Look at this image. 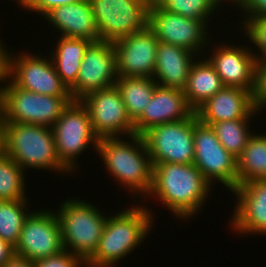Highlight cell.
<instances>
[{
  "label": "cell",
  "instance_id": "cell-29",
  "mask_svg": "<svg viewBox=\"0 0 266 267\" xmlns=\"http://www.w3.org/2000/svg\"><path fill=\"white\" fill-rule=\"evenodd\" d=\"M24 170L6 154L0 156V199H26Z\"/></svg>",
  "mask_w": 266,
  "mask_h": 267
},
{
  "label": "cell",
  "instance_id": "cell-20",
  "mask_svg": "<svg viewBox=\"0 0 266 267\" xmlns=\"http://www.w3.org/2000/svg\"><path fill=\"white\" fill-rule=\"evenodd\" d=\"M194 112L182 90L157 85L142 116L134 123L135 135L142 136L154 126L185 120Z\"/></svg>",
  "mask_w": 266,
  "mask_h": 267
},
{
  "label": "cell",
  "instance_id": "cell-37",
  "mask_svg": "<svg viewBox=\"0 0 266 267\" xmlns=\"http://www.w3.org/2000/svg\"><path fill=\"white\" fill-rule=\"evenodd\" d=\"M5 154V142H4V124L0 115V156Z\"/></svg>",
  "mask_w": 266,
  "mask_h": 267
},
{
  "label": "cell",
  "instance_id": "cell-5",
  "mask_svg": "<svg viewBox=\"0 0 266 267\" xmlns=\"http://www.w3.org/2000/svg\"><path fill=\"white\" fill-rule=\"evenodd\" d=\"M56 209L64 250L79 256L84 262L94 253L108 218L92 202L71 198Z\"/></svg>",
  "mask_w": 266,
  "mask_h": 267
},
{
  "label": "cell",
  "instance_id": "cell-12",
  "mask_svg": "<svg viewBox=\"0 0 266 267\" xmlns=\"http://www.w3.org/2000/svg\"><path fill=\"white\" fill-rule=\"evenodd\" d=\"M87 109L98 139L135 135L134 123L127 114L116 85L88 93L79 100Z\"/></svg>",
  "mask_w": 266,
  "mask_h": 267
},
{
  "label": "cell",
  "instance_id": "cell-17",
  "mask_svg": "<svg viewBox=\"0 0 266 267\" xmlns=\"http://www.w3.org/2000/svg\"><path fill=\"white\" fill-rule=\"evenodd\" d=\"M213 47L206 59L214 67L225 86L237 87L250 92L256 86V58L249 47L230 44ZM229 44V45H228Z\"/></svg>",
  "mask_w": 266,
  "mask_h": 267
},
{
  "label": "cell",
  "instance_id": "cell-27",
  "mask_svg": "<svg viewBox=\"0 0 266 267\" xmlns=\"http://www.w3.org/2000/svg\"><path fill=\"white\" fill-rule=\"evenodd\" d=\"M28 199H0V238L15 248L25 219L32 212ZM30 211H28V210Z\"/></svg>",
  "mask_w": 266,
  "mask_h": 267
},
{
  "label": "cell",
  "instance_id": "cell-31",
  "mask_svg": "<svg viewBox=\"0 0 266 267\" xmlns=\"http://www.w3.org/2000/svg\"><path fill=\"white\" fill-rule=\"evenodd\" d=\"M34 267H85V262L77 255L63 250L56 255L33 261Z\"/></svg>",
  "mask_w": 266,
  "mask_h": 267
},
{
  "label": "cell",
  "instance_id": "cell-6",
  "mask_svg": "<svg viewBox=\"0 0 266 267\" xmlns=\"http://www.w3.org/2000/svg\"><path fill=\"white\" fill-rule=\"evenodd\" d=\"M72 96H49L30 92L10 81L0 95L3 122L53 127L63 111L73 102Z\"/></svg>",
  "mask_w": 266,
  "mask_h": 267
},
{
  "label": "cell",
  "instance_id": "cell-7",
  "mask_svg": "<svg viewBox=\"0 0 266 267\" xmlns=\"http://www.w3.org/2000/svg\"><path fill=\"white\" fill-rule=\"evenodd\" d=\"M52 129L58 158L71 173L80 168L76 158L90 145L97 151L99 139L94 133L87 109L79 100L68 105Z\"/></svg>",
  "mask_w": 266,
  "mask_h": 267
},
{
  "label": "cell",
  "instance_id": "cell-16",
  "mask_svg": "<svg viewBox=\"0 0 266 267\" xmlns=\"http://www.w3.org/2000/svg\"><path fill=\"white\" fill-rule=\"evenodd\" d=\"M158 44L159 41L148 25L113 42L117 76L152 78L156 68Z\"/></svg>",
  "mask_w": 266,
  "mask_h": 267
},
{
  "label": "cell",
  "instance_id": "cell-2",
  "mask_svg": "<svg viewBox=\"0 0 266 267\" xmlns=\"http://www.w3.org/2000/svg\"><path fill=\"white\" fill-rule=\"evenodd\" d=\"M141 204H134L108 216L102 236L85 267H115L144 242L154 224V213Z\"/></svg>",
  "mask_w": 266,
  "mask_h": 267
},
{
  "label": "cell",
  "instance_id": "cell-11",
  "mask_svg": "<svg viewBox=\"0 0 266 267\" xmlns=\"http://www.w3.org/2000/svg\"><path fill=\"white\" fill-rule=\"evenodd\" d=\"M148 26L159 42L176 45L198 56L207 54L203 53V49L206 45L209 46L212 34L209 35V28L202 21L163 10L152 0L148 11Z\"/></svg>",
  "mask_w": 266,
  "mask_h": 267
},
{
  "label": "cell",
  "instance_id": "cell-39",
  "mask_svg": "<svg viewBox=\"0 0 266 267\" xmlns=\"http://www.w3.org/2000/svg\"><path fill=\"white\" fill-rule=\"evenodd\" d=\"M18 3L19 6H22L24 8L26 4L29 2V0H15V3Z\"/></svg>",
  "mask_w": 266,
  "mask_h": 267
},
{
  "label": "cell",
  "instance_id": "cell-32",
  "mask_svg": "<svg viewBox=\"0 0 266 267\" xmlns=\"http://www.w3.org/2000/svg\"><path fill=\"white\" fill-rule=\"evenodd\" d=\"M237 9L241 10L240 15L245 13L241 26L247 19L266 17V0H240Z\"/></svg>",
  "mask_w": 266,
  "mask_h": 267
},
{
  "label": "cell",
  "instance_id": "cell-10",
  "mask_svg": "<svg viewBox=\"0 0 266 267\" xmlns=\"http://www.w3.org/2000/svg\"><path fill=\"white\" fill-rule=\"evenodd\" d=\"M194 165L213 185L221 183L229 192L237 187V158L219 142L211 126L200 121L194 126Z\"/></svg>",
  "mask_w": 266,
  "mask_h": 267
},
{
  "label": "cell",
  "instance_id": "cell-4",
  "mask_svg": "<svg viewBox=\"0 0 266 267\" xmlns=\"http://www.w3.org/2000/svg\"><path fill=\"white\" fill-rule=\"evenodd\" d=\"M3 124L5 154L24 171L27 168L43 169L71 175L58 158L51 127L15 122Z\"/></svg>",
  "mask_w": 266,
  "mask_h": 267
},
{
  "label": "cell",
  "instance_id": "cell-9",
  "mask_svg": "<svg viewBox=\"0 0 266 267\" xmlns=\"http://www.w3.org/2000/svg\"><path fill=\"white\" fill-rule=\"evenodd\" d=\"M99 40L115 42L148 25L152 0H89Z\"/></svg>",
  "mask_w": 266,
  "mask_h": 267
},
{
  "label": "cell",
  "instance_id": "cell-24",
  "mask_svg": "<svg viewBox=\"0 0 266 267\" xmlns=\"http://www.w3.org/2000/svg\"><path fill=\"white\" fill-rule=\"evenodd\" d=\"M57 40L50 57L61 80L70 88L77 80L85 51L92 41L61 36Z\"/></svg>",
  "mask_w": 266,
  "mask_h": 267
},
{
  "label": "cell",
  "instance_id": "cell-23",
  "mask_svg": "<svg viewBox=\"0 0 266 267\" xmlns=\"http://www.w3.org/2000/svg\"><path fill=\"white\" fill-rule=\"evenodd\" d=\"M224 86L222 79L209 61L206 58H197L191 66L183 92L188 105L196 111Z\"/></svg>",
  "mask_w": 266,
  "mask_h": 267
},
{
  "label": "cell",
  "instance_id": "cell-22",
  "mask_svg": "<svg viewBox=\"0 0 266 267\" xmlns=\"http://www.w3.org/2000/svg\"><path fill=\"white\" fill-rule=\"evenodd\" d=\"M199 56L176 45L159 42L153 79L163 87L184 90L192 64Z\"/></svg>",
  "mask_w": 266,
  "mask_h": 267
},
{
  "label": "cell",
  "instance_id": "cell-35",
  "mask_svg": "<svg viewBox=\"0 0 266 267\" xmlns=\"http://www.w3.org/2000/svg\"><path fill=\"white\" fill-rule=\"evenodd\" d=\"M14 255V247L0 238V267H3Z\"/></svg>",
  "mask_w": 266,
  "mask_h": 267
},
{
  "label": "cell",
  "instance_id": "cell-13",
  "mask_svg": "<svg viewBox=\"0 0 266 267\" xmlns=\"http://www.w3.org/2000/svg\"><path fill=\"white\" fill-rule=\"evenodd\" d=\"M63 250L62 230L55 210H33L25 219L15 254L37 261Z\"/></svg>",
  "mask_w": 266,
  "mask_h": 267
},
{
  "label": "cell",
  "instance_id": "cell-21",
  "mask_svg": "<svg viewBox=\"0 0 266 267\" xmlns=\"http://www.w3.org/2000/svg\"><path fill=\"white\" fill-rule=\"evenodd\" d=\"M44 18L61 33V37L99 41L98 28L89 0L53 8Z\"/></svg>",
  "mask_w": 266,
  "mask_h": 267
},
{
  "label": "cell",
  "instance_id": "cell-33",
  "mask_svg": "<svg viewBox=\"0 0 266 267\" xmlns=\"http://www.w3.org/2000/svg\"><path fill=\"white\" fill-rule=\"evenodd\" d=\"M79 1L81 0H29L23 9L26 8L25 10L32 13L36 12L44 17L53 8L73 4Z\"/></svg>",
  "mask_w": 266,
  "mask_h": 267
},
{
  "label": "cell",
  "instance_id": "cell-36",
  "mask_svg": "<svg viewBox=\"0 0 266 267\" xmlns=\"http://www.w3.org/2000/svg\"><path fill=\"white\" fill-rule=\"evenodd\" d=\"M3 267H34L33 261L14 255Z\"/></svg>",
  "mask_w": 266,
  "mask_h": 267
},
{
  "label": "cell",
  "instance_id": "cell-25",
  "mask_svg": "<svg viewBox=\"0 0 266 267\" xmlns=\"http://www.w3.org/2000/svg\"><path fill=\"white\" fill-rule=\"evenodd\" d=\"M237 186L266 179V133H254L237 158Z\"/></svg>",
  "mask_w": 266,
  "mask_h": 267
},
{
  "label": "cell",
  "instance_id": "cell-18",
  "mask_svg": "<svg viewBox=\"0 0 266 267\" xmlns=\"http://www.w3.org/2000/svg\"><path fill=\"white\" fill-rule=\"evenodd\" d=\"M231 193L237 199L229 222L231 229L241 235L266 236V179L241 184Z\"/></svg>",
  "mask_w": 266,
  "mask_h": 267
},
{
  "label": "cell",
  "instance_id": "cell-30",
  "mask_svg": "<svg viewBox=\"0 0 266 267\" xmlns=\"http://www.w3.org/2000/svg\"><path fill=\"white\" fill-rule=\"evenodd\" d=\"M161 9L204 22L209 28L214 12L221 7L213 0H153ZM216 10V11H215ZM212 16V17H211ZM211 17V18H210Z\"/></svg>",
  "mask_w": 266,
  "mask_h": 267
},
{
  "label": "cell",
  "instance_id": "cell-34",
  "mask_svg": "<svg viewBox=\"0 0 266 267\" xmlns=\"http://www.w3.org/2000/svg\"><path fill=\"white\" fill-rule=\"evenodd\" d=\"M0 37V95L3 92V89L6 88V86L9 84L10 79V58H11V52L6 48L5 44H3V41H1ZM8 80V82H7ZM6 81V83H5Z\"/></svg>",
  "mask_w": 266,
  "mask_h": 267
},
{
  "label": "cell",
  "instance_id": "cell-15",
  "mask_svg": "<svg viewBox=\"0 0 266 267\" xmlns=\"http://www.w3.org/2000/svg\"><path fill=\"white\" fill-rule=\"evenodd\" d=\"M118 79L113 42L99 40L87 47L76 82L69 88L74 100L90 92L114 86Z\"/></svg>",
  "mask_w": 266,
  "mask_h": 267
},
{
  "label": "cell",
  "instance_id": "cell-19",
  "mask_svg": "<svg viewBox=\"0 0 266 267\" xmlns=\"http://www.w3.org/2000/svg\"><path fill=\"white\" fill-rule=\"evenodd\" d=\"M195 112L199 121L208 126L216 122L245 119L258 115L256 113L261 114L256 108L253 92L229 86H224Z\"/></svg>",
  "mask_w": 266,
  "mask_h": 267
},
{
  "label": "cell",
  "instance_id": "cell-3",
  "mask_svg": "<svg viewBox=\"0 0 266 267\" xmlns=\"http://www.w3.org/2000/svg\"><path fill=\"white\" fill-rule=\"evenodd\" d=\"M124 138L100 139L97 145L99 157L105 169L121 188L144 199L152 187L153 166L144 139L140 135ZM125 139V140H124ZM127 140V141H126ZM145 196V197H144Z\"/></svg>",
  "mask_w": 266,
  "mask_h": 267
},
{
  "label": "cell",
  "instance_id": "cell-14",
  "mask_svg": "<svg viewBox=\"0 0 266 267\" xmlns=\"http://www.w3.org/2000/svg\"><path fill=\"white\" fill-rule=\"evenodd\" d=\"M18 54H11L10 58V82L13 85L49 96H71L70 89L54 67L50 53L49 57L30 52Z\"/></svg>",
  "mask_w": 266,
  "mask_h": 267
},
{
  "label": "cell",
  "instance_id": "cell-26",
  "mask_svg": "<svg viewBox=\"0 0 266 267\" xmlns=\"http://www.w3.org/2000/svg\"><path fill=\"white\" fill-rule=\"evenodd\" d=\"M115 85L120 91L128 116L135 123L142 116L158 84L153 78L121 76Z\"/></svg>",
  "mask_w": 266,
  "mask_h": 267
},
{
  "label": "cell",
  "instance_id": "cell-38",
  "mask_svg": "<svg viewBox=\"0 0 266 267\" xmlns=\"http://www.w3.org/2000/svg\"><path fill=\"white\" fill-rule=\"evenodd\" d=\"M213 1L216 2L219 6L223 5V7L226 3H229L231 1L230 3L234 4L235 8L239 5V2H240V0H213Z\"/></svg>",
  "mask_w": 266,
  "mask_h": 267
},
{
  "label": "cell",
  "instance_id": "cell-8",
  "mask_svg": "<svg viewBox=\"0 0 266 267\" xmlns=\"http://www.w3.org/2000/svg\"><path fill=\"white\" fill-rule=\"evenodd\" d=\"M199 122L196 112L189 118L164 123L143 135L152 166L161 163H194V126Z\"/></svg>",
  "mask_w": 266,
  "mask_h": 267
},
{
  "label": "cell",
  "instance_id": "cell-28",
  "mask_svg": "<svg viewBox=\"0 0 266 267\" xmlns=\"http://www.w3.org/2000/svg\"><path fill=\"white\" fill-rule=\"evenodd\" d=\"M255 117L245 119L226 120L212 123L210 126L214 130L220 144L234 157L238 158L253 135L251 132V120Z\"/></svg>",
  "mask_w": 266,
  "mask_h": 267
},
{
  "label": "cell",
  "instance_id": "cell-1",
  "mask_svg": "<svg viewBox=\"0 0 266 267\" xmlns=\"http://www.w3.org/2000/svg\"><path fill=\"white\" fill-rule=\"evenodd\" d=\"M213 186L194 164L161 163L153 166L147 198H157L174 217L188 220L200 213Z\"/></svg>",
  "mask_w": 266,
  "mask_h": 267
}]
</instances>
